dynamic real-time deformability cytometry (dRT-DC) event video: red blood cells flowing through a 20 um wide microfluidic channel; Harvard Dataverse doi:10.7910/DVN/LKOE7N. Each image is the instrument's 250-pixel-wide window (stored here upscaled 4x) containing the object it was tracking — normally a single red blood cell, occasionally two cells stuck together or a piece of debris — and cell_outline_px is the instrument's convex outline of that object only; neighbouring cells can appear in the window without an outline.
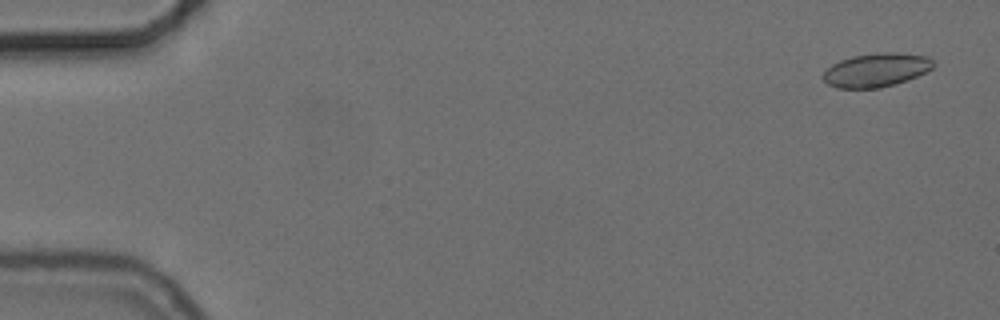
{"species": "common noctule bat (a hibernating species)", "species_latin": "Nyctalus noctula", "temperature_condition": "cold", "stored_images_in_passage": 54, "camera_frame_rate_fps": 3000, "um_per_image_px": 0.085, "animal": {"sex": "female", "body_mass_g": 24.6, "forearm_length_mm": 56.2}, "frame": {"image": 1, "passage_image": 3, "time_ms": 0.667, "image_size_px": [1000, 320], "cell_outline_px": [[936, 64], [932, 68], [916, 76], [880, 88], [836, 88], [828, 84], [820, 76], [832, 64], [840, 60], [852, 56], [880, 52], [896, 52], [928, 56]], "centroid_in_image_um": [74.45, 5.94], "position_along_channel_um": 10.5, "area_um2": 21.56}}
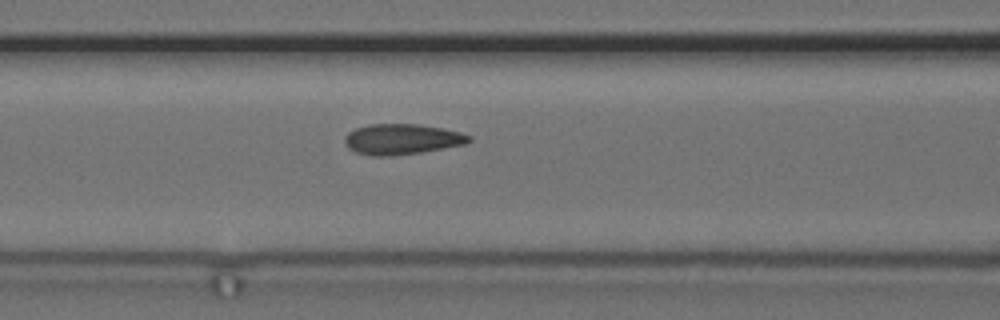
{"frame": {"image": 2, "passage_image": 24, "time_ms": 7.667, "image_size_px": [1000, 320], "cell_outline_px": [[472, 140], [464, 144], [420, 152], [388, 156], [372, 156], [356, 152], [348, 148], [344, 140], [344, 136], [348, 132], [356, 128], [368, 124], [416, 124], [444, 128], [460, 132], [472, 136]], "centroid_in_image_um": [34.14, 11.82], "position_along_channel_um": 132.5, "area_um2": 22.08}}
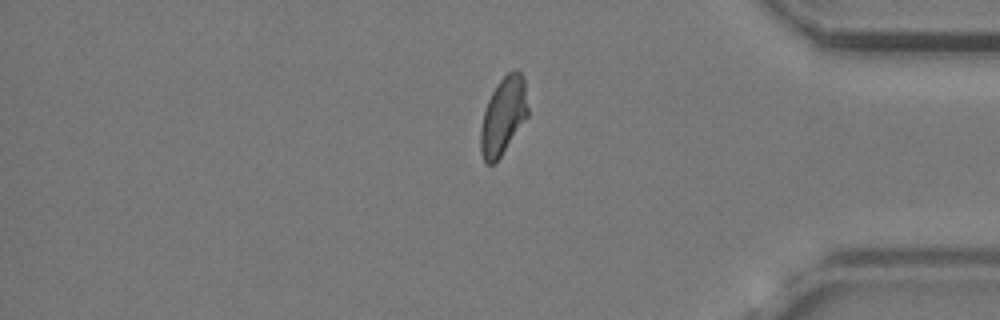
{"frame": {"image": 3, "passage_image": 47, "time_ms": 15.333, "image_size_px": [1000, 320], "cell_outline_px": [[528, 116], [496, 164], [484, 164], [480, 152], [480, 128], [484, 112], [488, 100], [496, 84], [508, 72], [516, 68], [524, 76], [528, 108]], "centroid_in_image_um": [42.77, 9.88], "position_along_channel_um": 392.4, "area_um2": 21.68}, "authors_computed_cell_mechanics": {"area_um2": 21.7039, "velocity_mm_per_s": 3.7109, "shape_relaxation_time_tau1_ms": 5.7934, "shape_relaxation_time_tau2_ms": null, "deformation_change_tau1": 0.1301, "deformation_change_tau2": null}}